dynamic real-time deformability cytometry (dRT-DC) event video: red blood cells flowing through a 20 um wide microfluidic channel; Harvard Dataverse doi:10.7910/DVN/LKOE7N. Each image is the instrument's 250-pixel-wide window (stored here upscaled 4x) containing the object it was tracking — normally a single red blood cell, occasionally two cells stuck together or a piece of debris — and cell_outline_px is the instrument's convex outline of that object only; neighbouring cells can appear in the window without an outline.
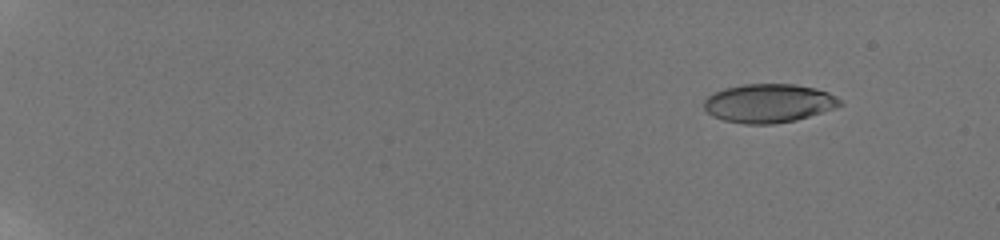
{"species": "human", "species_latin": "Homo sapiens", "temperature_condition": "room temperature", "stored_images_in_passage": 59, "camera_frame_rate_fps": 3000, "um_per_image_px": 0.085, "donor": {"sex": "male"}, "frame": {"image": 1, "passage_image": 8, "time_ms": 2.333, "image_size_px": [1000, 240], "cell_outline_px": [[844, 104], [836, 108], [796, 120], [772, 124], [744, 124], [724, 120], [712, 116], [704, 108], [704, 100], [712, 92], [724, 88], [744, 84], [796, 84], [816, 88], [828, 92], [836, 96]], "centroid_in_image_um": [65.35, 8.77], "position_along_channel_um": 19.7, "area_um2": 30.87}}
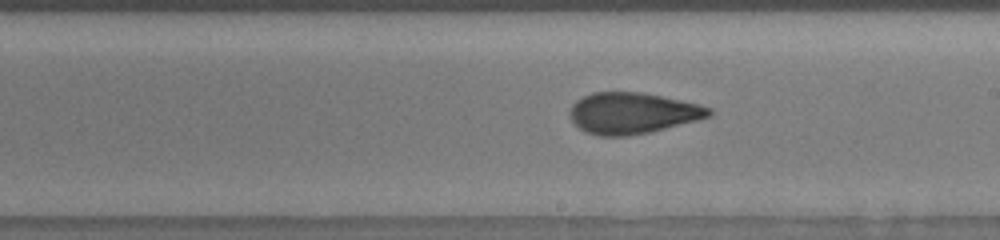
{"frame": {"image": 2, "passage_image": 39, "time_ms": 12.667, "image_size_px": [1000, 240], "cell_outline_px": [[712, 116], [648, 132], [628, 136], [600, 136], [584, 132], [572, 120], [568, 112], [572, 104], [576, 100], [592, 92], [640, 92], [700, 104], [712, 108]], "centroid_in_image_um": [53.73, 9.61], "position_along_channel_um": 235.3, "area_um2": 33.23}}
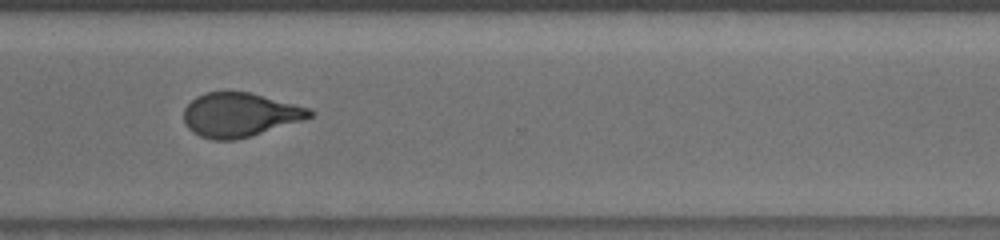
{"frame": {"image": 3, "passage_image": 48, "time_ms": 15.667, "image_size_px": [1000, 240], "cell_outline_px": [[316, 112], [312, 116], [304, 120], [236, 140], [212, 140], [200, 136], [192, 132], [188, 128], [184, 120], [184, 108], [196, 96], [204, 92], [252, 92], [312, 108]], "centroid_in_image_um": [20.41, 9.75], "position_along_channel_um": 350.2, "area_um2": 32.6}, "authors_computed_cell_mechanics": {"area_um2": 32.0212, "velocity_mm_per_s": 3.844, "shape_relaxation_time_tau1_ms": 8.0566, "shape_relaxation_time_tau2_ms": 1.5487, "deformation_change_tau1": 0.2225, "deformation_change_tau2": 0.0924}}